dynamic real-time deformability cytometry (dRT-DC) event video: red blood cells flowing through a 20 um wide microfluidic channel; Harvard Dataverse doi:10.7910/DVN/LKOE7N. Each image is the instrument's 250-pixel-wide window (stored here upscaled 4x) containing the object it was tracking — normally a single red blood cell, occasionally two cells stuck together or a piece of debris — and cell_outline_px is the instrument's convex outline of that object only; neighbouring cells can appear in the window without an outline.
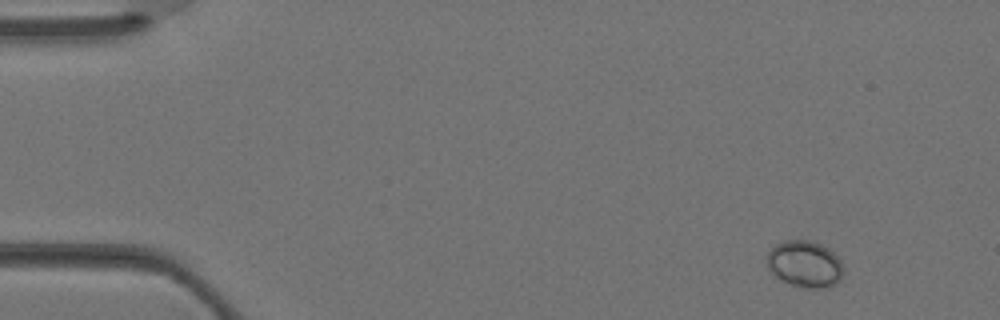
{"species": "Egyptian fruit bat (a non-hibernating species)", "species_latin": "Rousettus aegyptiacus", "temperature_condition": "warm", "stored_images_in_passage": 3, "camera_frame_rate_fps": 3000, "um_per_image_px": 0.085, "animal": {"sex": "female"}, "frame": {"image": 1, "passage_image": 1, "time_ms": 0.0, "image_size_px": [1000, 320], "cell_outline_px": [[844, 272], [840, 280], [832, 284], [820, 288], [804, 288], [780, 280], [768, 268], [764, 256], [776, 244], [784, 240], [808, 240], [820, 244], [828, 248], [840, 260], [844, 268]], "centroid_in_image_um": [68.38, 22.43], "position_along_channel_um": 16.6, "area_um2": 20.81}}
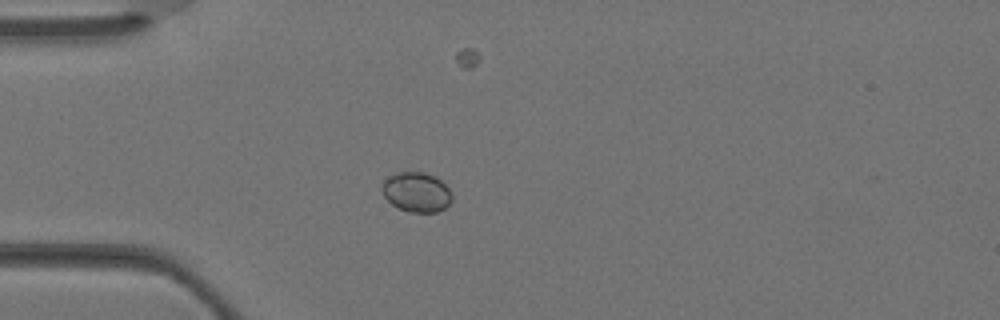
{"frame": {"image": 2, "passage_image": 3, "time_ms": 0.667, "image_size_px": [1000, 320], "cell_outline_px": [[452, 200], [444, 208], [436, 212], [408, 212], [392, 204], [384, 196], [380, 188], [384, 180], [388, 176], [396, 172], [424, 172], [436, 176], [448, 188], [452, 196]], "centroid_in_image_um": [35.38, 16.31], "position_along_channel_um": 49.6, "area_um2": 16.24}}